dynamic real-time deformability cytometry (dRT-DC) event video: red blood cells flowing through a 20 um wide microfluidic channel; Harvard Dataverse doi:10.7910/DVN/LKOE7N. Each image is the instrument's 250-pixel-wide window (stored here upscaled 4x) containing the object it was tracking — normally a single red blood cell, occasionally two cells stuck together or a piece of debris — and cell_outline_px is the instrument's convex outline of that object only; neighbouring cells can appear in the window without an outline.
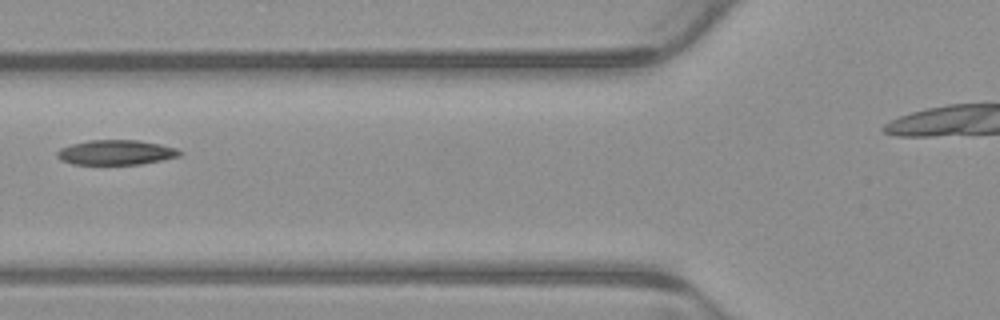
{"species": "common noctule bat (a hibernating species)", "species_latin": "Nyctalus noctula", "temperature_condition": "warm", "stored_images_in_passage": 5, "camera_frame_rate_fps": 3000, "um_per_image_px": 0.085, "animal": {"sex": "male", "body_mass_g": 23.1, "forearm_length_mm": 52.7}, "frame": {"image": 1, "passage_image": 4, "time_ms": 1.0, "image_size_px": [1000, 320], "cell_outline_px": [[184, 152], [180, 156], [164, 160], [140, 164], [72, 164], [60, 160], [56, 156], [56, 152], [60, 148], [72, 144], [88, 140], [140, 140], [160, 144], [176, 148]], "centroid_in_image_um": [9.87, 12.95], "position_along_channel_um": 115.9, "area_um2": 17.92}}